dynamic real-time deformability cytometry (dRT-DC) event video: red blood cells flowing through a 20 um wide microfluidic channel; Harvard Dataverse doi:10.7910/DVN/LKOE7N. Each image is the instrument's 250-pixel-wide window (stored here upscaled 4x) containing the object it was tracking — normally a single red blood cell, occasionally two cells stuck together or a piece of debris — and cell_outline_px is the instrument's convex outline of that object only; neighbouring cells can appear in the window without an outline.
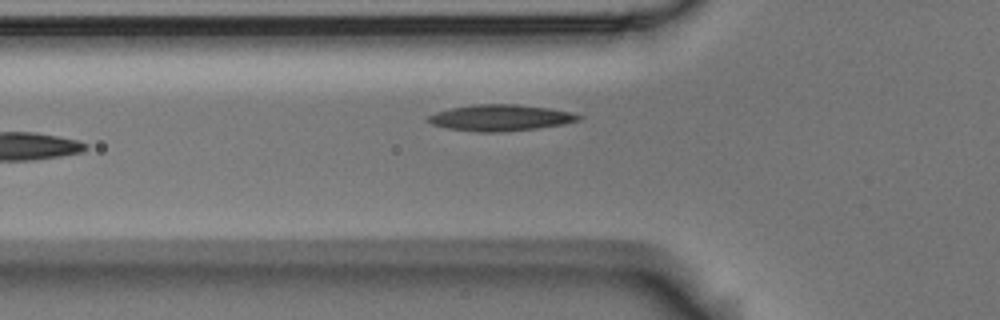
{"species": "Egyptian fruit bat (a non-hibernating species)", "species_latin": "Rousettus aegyptiacus", "temperature_condition": "room temperature", "stored_images_in_passage": 5, "camera_frame_rate_fps": 3000, "um_per_image_px": 0.085, "animal": {"sex": "male"}, "frame": {"image": 1, "passage_image": 5, "time_ms": 1.333, "image_size_px": [1000, 320], "cell_outline_px": [[584, 116], [580, 120], [560, 124], [536, 128], [492, 132], [480, 132], [448, 128], [432, 124], [428, 120], [428, 116], [436, 112], [452, 108], [472, 104], [516, 104], [548, 108], [568, 112]], "centroid_in_image_um": [42.52, 10.0], "position_along_channel_um": 83.3, "area_um2": 22.54}}